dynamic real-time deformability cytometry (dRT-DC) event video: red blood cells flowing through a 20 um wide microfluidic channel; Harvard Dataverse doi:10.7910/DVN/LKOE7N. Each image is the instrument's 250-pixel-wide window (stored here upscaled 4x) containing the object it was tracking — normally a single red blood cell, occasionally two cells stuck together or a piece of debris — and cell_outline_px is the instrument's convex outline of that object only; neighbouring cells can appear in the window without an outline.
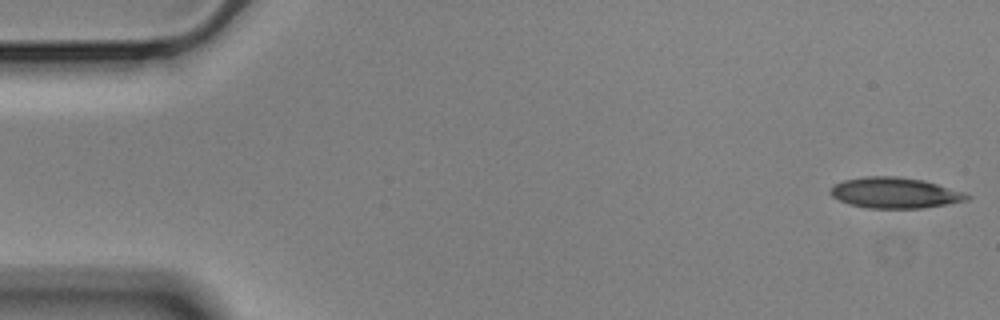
{"species": "Egyptian fruit bat (a non-hibernating species)", "species_latin": "Rousettus aegyptiacus", "temperature_condition": "cold", "stored_images_in_passage": 55, "camera_frame_rate_fps": 3000, "um_per_image_px": 0.085, "animal": {"sex": "male"}, "frame": {"image": 1, "passage_image": 1, "time_ms": 0.0, "image_size_px": [1000, 320], "cell_outline_px": [[972, 196], [968, 200], [924, 208], [868, 208], [848, 204], [832, 196], [828, 192], [836, 184], [844, 180], [864, 176], [896, 176], [924, 180], [964, 192]], "centroid_in_image_um": [76.07, 16.39], "position_along_channel_um": 8.9, "area_um2": 24.45}}
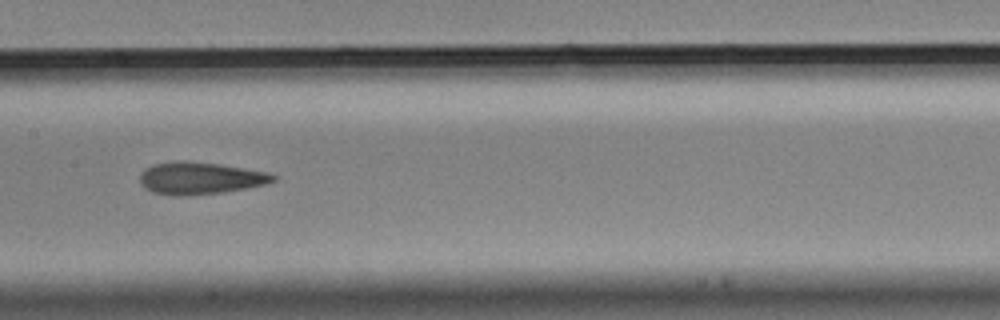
{"frame": {"image": 2, "passage_image": 27, "time_ms": 8.667, "image_size_px": [1000, 320], "cell_outline_px": [[276, 180], [264, 184], [248, 188], [224, 192], [188, 196], [172, 196], [152, 192], [140, 184], [140, 176], [152, 164], [220, 164], [268, 172], [276, 176]], "centroid_in_image_um": [17.07, 15.21], "position_along_channel_um": 190.3, "area_um2": 24.04}}
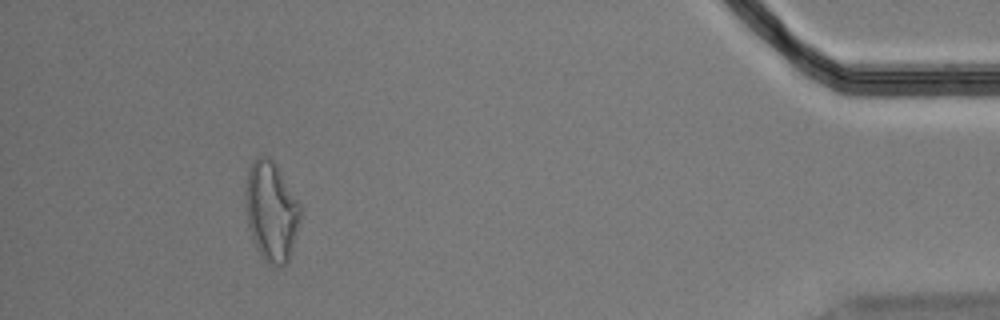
{"frame": {"image": 3, "passage_image": 51, "time_ms": 16.667, "image_size_px": [1000, 320], "cell_outline_px": [[300, 220], [292, 248], [288, 260], [280, 268], [272, 268], [264, 260], [248, 228], [244, 204], [244, 188], [248, 168], [252, 160], [256, 156], [268, 156], [276, 164], [300, 204]], "centroid_in_image_um": [23.02, 17.93], "position_along_channel_um": 412.2, "area_um2": 32.19}, "authors_computed_cell_mechanics": {"area_um2": 24.854, "velocity_mm_per_s": 3.5425, "shape_relaxation_time_tau1_ms": null, "shape_relaxation_time_tau2_ms": 3.085, "deformation_change_tau1": null, "deformation_change_tau2": 0.1157}}